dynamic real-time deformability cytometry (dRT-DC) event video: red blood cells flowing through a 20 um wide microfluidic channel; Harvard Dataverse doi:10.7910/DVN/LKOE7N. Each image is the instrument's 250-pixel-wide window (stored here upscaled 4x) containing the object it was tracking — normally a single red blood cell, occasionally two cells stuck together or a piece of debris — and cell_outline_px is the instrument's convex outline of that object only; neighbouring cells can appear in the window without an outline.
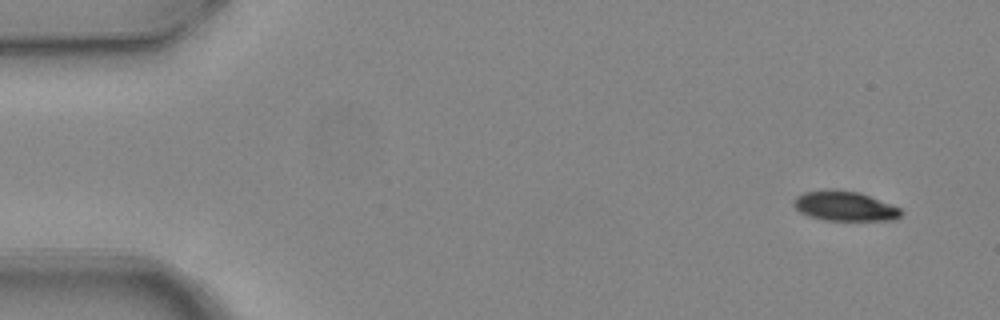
{"species": "common noctule bat (a hibernating species)", "species_latin": "Nyctalus noctula", "temperature_condition": "warm", "stored_images_in_passage": 4, "camera_frame_rate_fps": 3000, "um_per_image_px": 0.085, "animal": {"sex": "female", "body_mass_g": 24.6, "forearm_length_mm": 56.2}, "frame": {"image": 1, "passage_image": 1, "time_ms": 0.0, "image_size_px": [1000, 320], "cell_outline_px": [[904, 212], [900, 216], [892, 220], [824, 220], [808, 216], [800, 212], [792, 204], [792, 200], [796, 196], [804, 192], [832, 188], [860, 192], [900, 208]], "centroid_in_image_um": [71.76, 17.5], "position_along_channel_um": 13.2, "area_um2": 18.79}}